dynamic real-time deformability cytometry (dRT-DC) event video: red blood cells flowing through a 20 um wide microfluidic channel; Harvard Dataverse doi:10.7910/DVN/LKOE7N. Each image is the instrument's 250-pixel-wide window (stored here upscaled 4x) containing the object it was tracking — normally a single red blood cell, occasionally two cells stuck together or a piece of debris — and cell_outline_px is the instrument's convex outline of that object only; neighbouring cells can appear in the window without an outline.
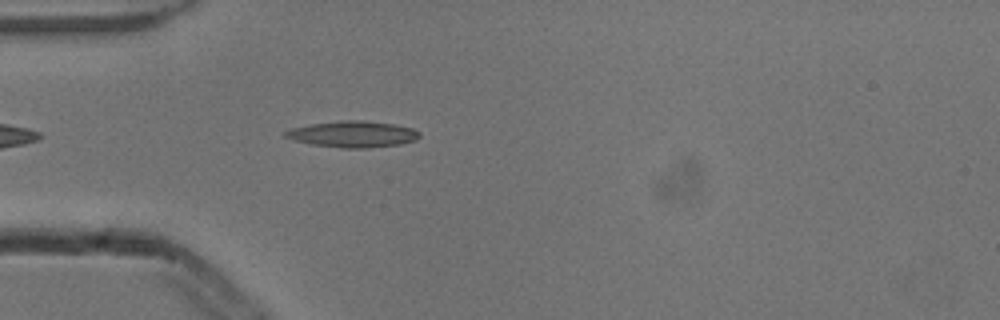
{"species": "common noctule bat (a hibernating species)", "species_latin": "Nyctalus noctula", "temperature_condition": "cold", "stored_images_in_passage": 2, "camera_frame_rate_fps": 3000, "um_per_image_px": 0.085, "animal": {"sex": "male", "body_mass_g": 13.3}, "frame": {"image": 1, "passage_image": 2, "time_ms": 0.333, "image_size_px": [1000, 320], "cell_outline_px": [[420, 136], [416, 140], [400, 144], [364, 148], [344, 148], [312, 144], [296, 140], [284, 136], [284, 132], [292, 128], [312, 124], [340, 120], [364, 120], [392, 124], [412, 128], [420, 132]], "centroid_in_image_um": [30.02, 11.4], "position_along_channel_um": 55.0, "area_um2": 20.29}}